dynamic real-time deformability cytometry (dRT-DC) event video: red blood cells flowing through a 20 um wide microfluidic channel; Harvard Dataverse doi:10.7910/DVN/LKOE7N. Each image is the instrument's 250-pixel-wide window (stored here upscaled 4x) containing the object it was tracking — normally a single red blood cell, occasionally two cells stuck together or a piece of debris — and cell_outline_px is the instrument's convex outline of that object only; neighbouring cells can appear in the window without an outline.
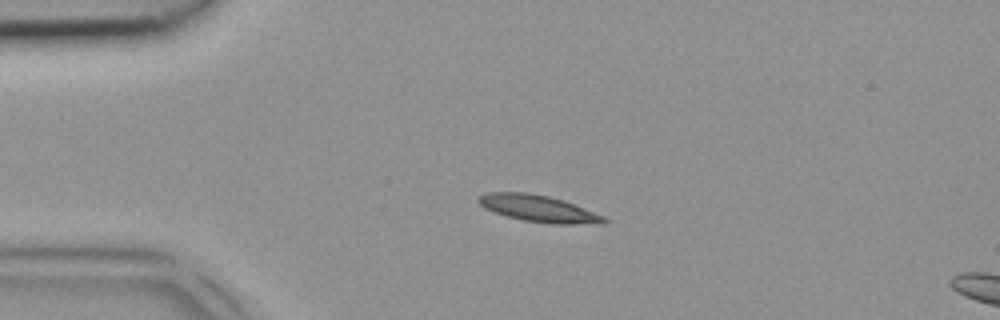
{"species": "common noctule bat (a hibernating species)", "species_latin": "Nyctalus noctula", "temperature_condition": "room temperature", "stored_images_in_passage": 4, "camera_frame_rate_fps": 3000, "um_per_image_px": 0.085, "animal": {"sex": "female", "body_mass_g": 18.4}, "frame": {"image": 1, "passage_image": 3, "time_ms": 0.667, "image_size_px": [1000, 320], "cell_outline_px": [[608, 220], [604, 224], [552, 224], [524, 220], [508, 216], [484, 208], [476, 200], [476, 196], [488, 192], [528, 192], [548, 196], [564, 200], [604, 216]], "centroid_in_image_um": [45.77, 17.72], "position_along_channel_um": 39.2, "area_um2": 19.59}}